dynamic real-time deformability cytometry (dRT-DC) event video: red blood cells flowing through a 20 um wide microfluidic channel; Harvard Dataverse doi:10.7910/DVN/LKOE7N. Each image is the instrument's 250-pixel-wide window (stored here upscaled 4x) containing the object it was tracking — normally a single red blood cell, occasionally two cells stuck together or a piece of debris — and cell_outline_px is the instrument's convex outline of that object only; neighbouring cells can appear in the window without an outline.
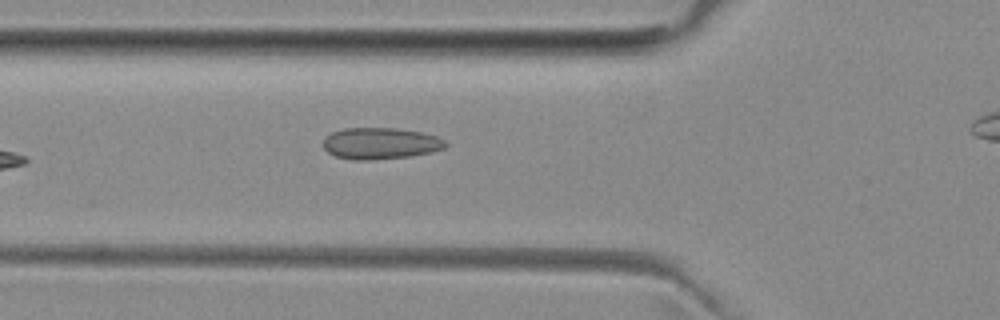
{"species": "common noctule bat (a hibernating species)", "species_latin": "Nyctalus noctula", "temperature_condition": "room temperature", "stored_images_in_passage": 7, "camera_frame_rate_fps": 3000, "um_per_image_px": 0.085, "animal": {"sex": "female", "body_mass_g": 29.2, "forearm_length_mm": 56.3}, "frame": {"image": 1, "passage_image": 6, "time_ms": 6.0, "image_size_px": [1000, 320], "cell_outline_px": [[448, 144], [444, 148], [432, 152], [412, 156], [372, 160], [352, 160], [336, 156], [328, 152], [324, 148], [324, 136], [332, 132], [344, 128], [396, 128], [420, 132], [436, 136], [444, 140]], "centroid_in_image_um": [32.33, 12.19], "position_along_channel_um": 93.5, "area_um2": 22.54}}